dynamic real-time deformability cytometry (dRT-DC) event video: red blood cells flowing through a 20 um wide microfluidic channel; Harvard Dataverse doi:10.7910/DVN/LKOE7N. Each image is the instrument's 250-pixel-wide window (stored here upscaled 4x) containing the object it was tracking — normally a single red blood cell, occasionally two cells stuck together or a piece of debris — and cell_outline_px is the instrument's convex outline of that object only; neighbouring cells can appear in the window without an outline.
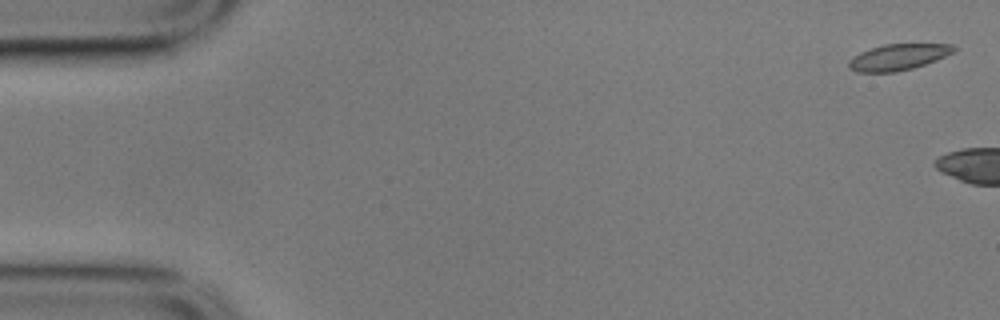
{"species": "common noctule bat (a hibernating species)", "species_latin": "Nyctalus noctula", "temperature_condition": "cold", "stored_images_in_passage": 6, "camera_frame_rate_fps": 3000, "um_per_image_px": 0.085, "animal": {"sex": "male", "body_mass_g": 17.9}, "frame": {"image": 1, "passage_image": 2, "time_ms": 0.333, "image_size_px": [1000, 320], "cell_outline_px": [[956, 52], [936, 60], [912, 68], [896, 72], [856, 72], [848, 68], [848, 60], [860, 52], [884, 44], [952, 44], [956, 48]], "centroid_in_image_um": [76.35, 4.85], "position_along_channel_um": 8.7, "area_um2": 16.01}}